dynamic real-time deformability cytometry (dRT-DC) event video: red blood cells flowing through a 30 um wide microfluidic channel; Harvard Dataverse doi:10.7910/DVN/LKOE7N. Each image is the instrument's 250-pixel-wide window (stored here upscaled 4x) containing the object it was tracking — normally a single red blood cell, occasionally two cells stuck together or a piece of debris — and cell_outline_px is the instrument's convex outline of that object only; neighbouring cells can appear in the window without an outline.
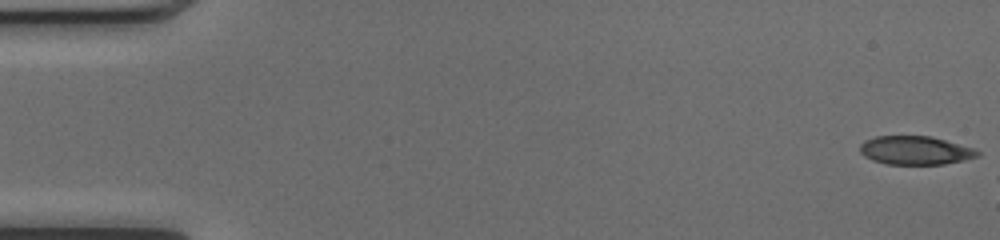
{"species": "common noctule bat (a hibernating species)", "species_latin": "Nyctalus noctula", "temperature_condition": "cold", "stored_images_in_passage": 8, "camera_frame_rate_fps": 3000, "um_per_image_px": 0.085, "animal": {"sex": "female", "body_mass_g": 17.0, "forearm_length_mm": 48.0}, "frame": {"image": 1, "passage_image": 1, "time_ms": 0.0, "image_size_px": [1000, 240], "cell_outline_px": [[980, 156], [964, 160], [944, 164], [884, 164], [872, 160], [864, 156], [860, 152], [860, 144], [864, 140], [876, 136], [932, 136], [972, 148], [980, 152]], "centroid_in_image_um": [77.77, 12.78], "position_along_channel_um": 7.2, "area_um2": 19.59}}